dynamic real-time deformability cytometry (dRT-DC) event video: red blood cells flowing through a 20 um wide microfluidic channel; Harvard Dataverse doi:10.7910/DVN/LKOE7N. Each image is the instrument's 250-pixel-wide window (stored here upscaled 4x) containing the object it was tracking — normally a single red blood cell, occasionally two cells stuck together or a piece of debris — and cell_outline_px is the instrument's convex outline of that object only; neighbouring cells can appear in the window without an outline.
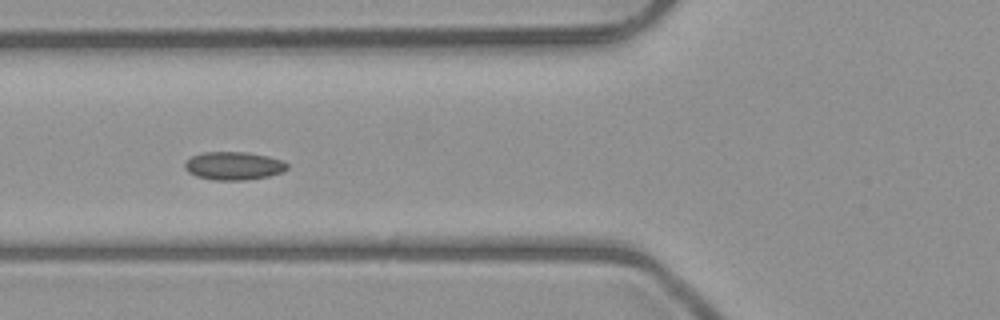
{"species": "common noctule bat (a hibernating species)", "species_latin": "Nyctalus noctula", "temperature_condition": "room temperature", "stored_images_in_passage": 9, "camera_frame_rate_fps": 3000, "um_per_image_px": 0.085, "animal": {"sex": "male", "body_mass_g": 23.1, "forearm_length_mm": 52.7}, "frame": {"image": 1, "passage_image": 7, "time_ms": 6.667, "image_size_px": [1000, 320], "cell_outline_px": [[288, 168], [284, 172], [268, 176], [248, 180], [212, 180], [196, 176], [188, 172], [184, 168], [184, 164], [192, 156], [204, 152], [248, 152], [268, 156], [284, 160], [288, 164]], "centroid_in_image_um": [19.9, 14.1], "position_along_channel_um": 105.9, "area_um2": 16.99}}
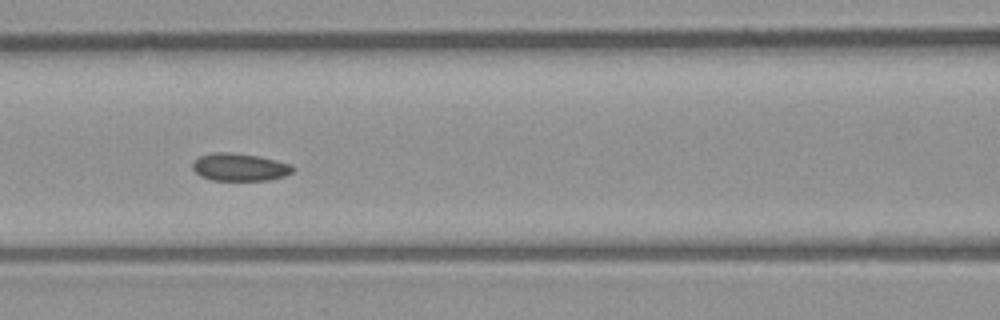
{"frame": {"image": 2, "passage_image": 8, "time_ms": 7.667, "image_size_px": [1000, 320], "cell_outline_px": [[296, 168], [292, 172], [284, 176], [268, 180], [212, 180], [200, 176], [192, 168], [192, 164], [200, 156], [216, 152], [228, 152], [260, 156], [292, 164]], "centroid_in_image_um": [20.4, 14.2], "position_along_channel_um": 146.2, "area_um2": 16.13}}
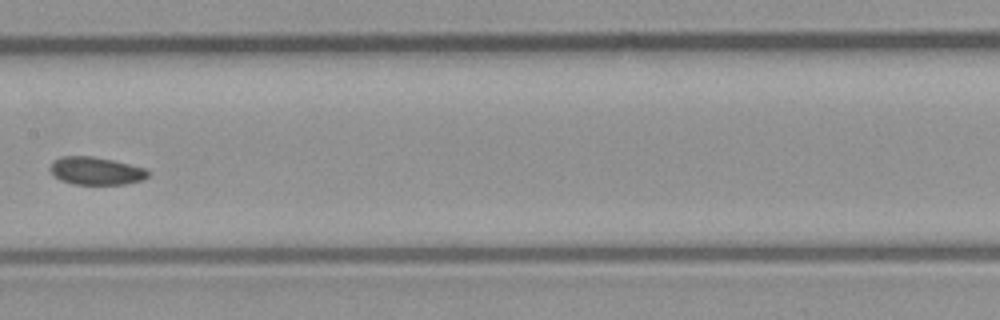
{"frame": {"image": 3, "passage_image": 9, "time_ms": 9.0, "image_size_px": [1000, 320], "cell_outline_px": [[152, 172], [144, 180], [124, 184], [72, 184], [60, 180], [52, 176], [48, 168], [52, 160], [60, 156], [92, 156], [112, 160], [144, 168]], "centroid_in_image_um": [8.11, 14.52], "position_along_channel_um": 199.3, "area_um2": 16.13}}